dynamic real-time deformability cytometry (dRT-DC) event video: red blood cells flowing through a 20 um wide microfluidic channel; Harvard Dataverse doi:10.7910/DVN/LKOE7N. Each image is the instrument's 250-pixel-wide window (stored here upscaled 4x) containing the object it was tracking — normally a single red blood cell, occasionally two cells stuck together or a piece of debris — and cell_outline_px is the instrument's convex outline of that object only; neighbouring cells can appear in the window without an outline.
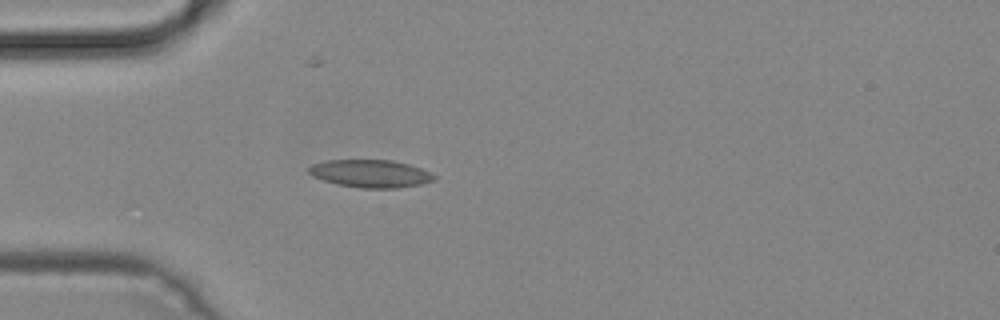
{"species": "common noctule bat (a hibernating species)", "species_latin": "Nyctalus noctula", "temperature_condition": "cold", "stored_images_in_passage": 28, "segment_of_instrument_passage": [1, 2], "camera_frame_rate_fps": 3000, "um_per_image_px": 0.085, "animal": {"sex": "male", "body_mass_g": 19.2, "forearm_length_mm": 51.8}, "frame": {"image": 1, "passage_image": 7, "time_ms": 2.0, "image_size_px": [1000, 320], "cell_outline_px": [[436, 180], [420, 184], [400, 188], [360, 188], [340, 184], [324, 180], [312, 176], [308, 172], [308, 168], [312, 164], [328, 160], [392, 160], [408, 164], [420, 168], [436, 176]], "centroid_in_image_um": [31.5, 14.75], "position_along_channel_um": 53.5, "area_um2": 20.11}}
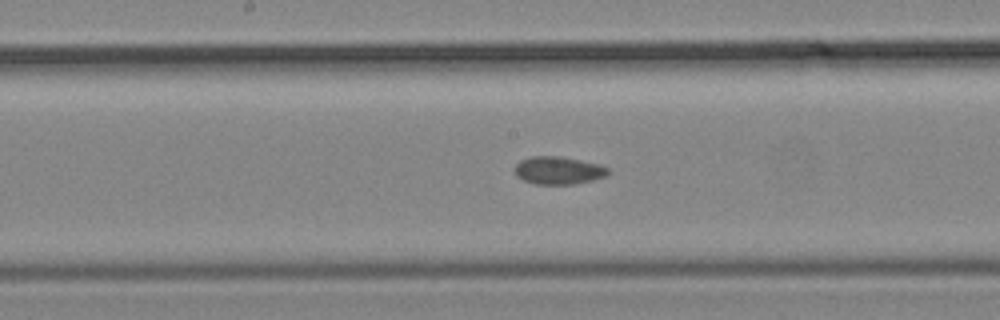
{"frame": {"image": 2, "passage_image": 15, "time_ms": 4.667, "image_size_px": [1000, 320], "cell_outline_px": [[608, 172], [604, 176], [592, 180], [572, 184], [536, 184], [524, 180], [516, 176], [516, 164], [520, 160], [532, 156], [560, 156], [600, 164], [608, 168]], "centroid_in_image_um": [47.45, 14.48], "position_along_channel_um": 200.8, "area_um2": 14.91}}
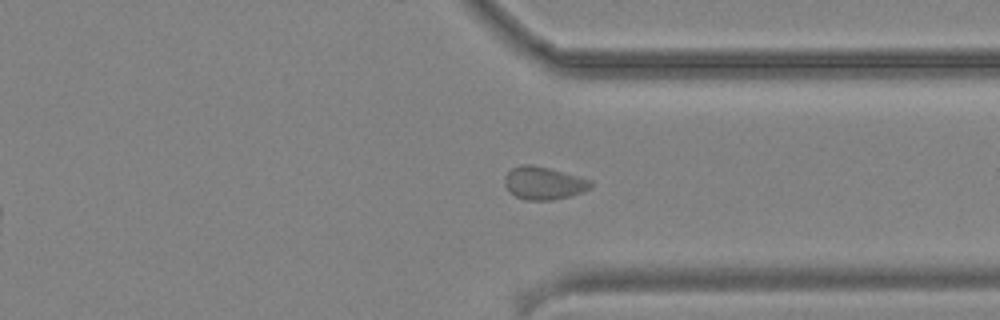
{"frame": {"image": 3, "passage_image": 27, "time_ms": 8.667, "image_size_px": [1000, 320], "cell_outline_px": [[592, 188], [584, 192], [552, 200], [524, 200], [508, 192], [504, 184], [504, 176], [512, 168], [520, 164], [532, 164], [564, 172], [592, 180]], "centroid_in_image_um": [46.2, 15.56], "position_along_channel_um": 365.2, "area_um2": 16.65}}